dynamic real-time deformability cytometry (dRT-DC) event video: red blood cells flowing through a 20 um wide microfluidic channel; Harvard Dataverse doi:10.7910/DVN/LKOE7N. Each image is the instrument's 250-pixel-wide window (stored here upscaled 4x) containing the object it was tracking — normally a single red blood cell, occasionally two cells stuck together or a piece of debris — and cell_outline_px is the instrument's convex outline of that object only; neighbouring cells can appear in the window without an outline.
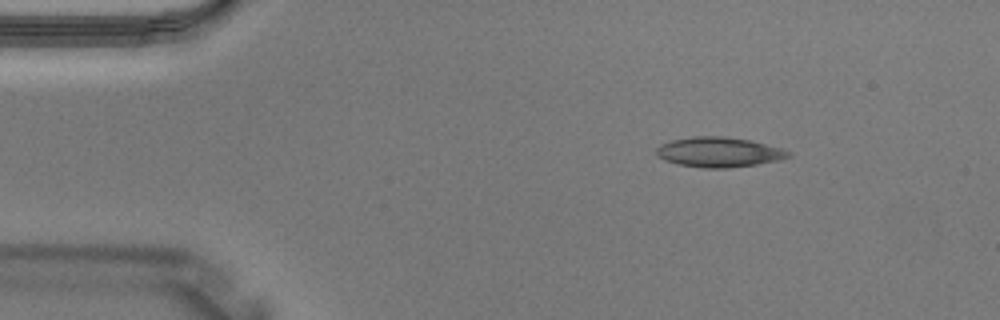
{"species": "Egyptian fruit bat (a non-hibernating species)", "species_latin": "Rousettus aegyptiacus", "temperature_condition": "warm", "stored_images_in_passage": 2, "camera_frame_rate_fps": 3000, "um_per_image_px": 0.085, "animal": {"sex": "male"}, "frame": {"image": 1, "passage_image": 1, "time_ms": 0.0, "image_size_px": [1000, 320], "cell_outline_px": [[792, 156], [776, 160], [756, 164], [728, 168], [704, 168], [676, 164], [664, 160], [656, 156], [656, 148], [660, 144], [672, 140], [692, 136], [720, 136], [748, 140], [780, 148], [792, 152]], "centroid_in_image_um": [61.05, 12.93], "position_along_channel_um": 24.0, "area_um2": 22.95}}